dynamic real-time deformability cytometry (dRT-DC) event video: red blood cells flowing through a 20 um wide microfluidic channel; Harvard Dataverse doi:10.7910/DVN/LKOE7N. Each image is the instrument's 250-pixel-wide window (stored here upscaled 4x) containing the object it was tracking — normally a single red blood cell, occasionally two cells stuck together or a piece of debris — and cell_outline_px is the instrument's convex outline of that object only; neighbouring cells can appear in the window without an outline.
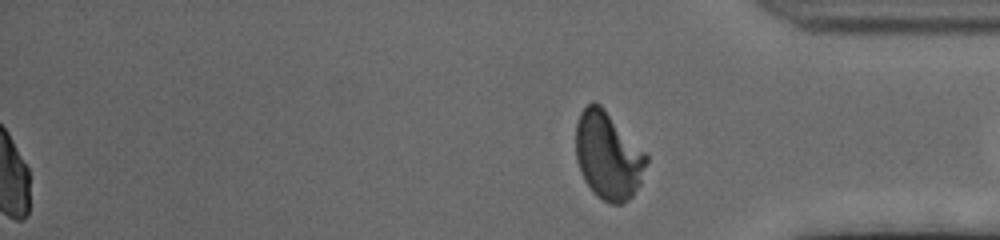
{"species": "human", "species_latin": "Homo sapiens", "temperature_condition": "cold", "stored_images_in_passage": 44, "segment_of_instrument_passage": [2, 2], "camera_frame_rate_fps": 3000, "um_per_image_px": 0.085, "donor": {"sex": "female"}, "frame": {"image": 1, "passage_image": 44, "time_ms": 14.333, "image_size_px": [1000, 240], "cell_outline_px": [[648, 160], [640, 184], [632, 196], [628, 200], [620, 204], [608, 204], [596, 196], [592, 192], [584, 180], [580, 172], [576, 160], [576, 124], [580, 112], [592, 100], [600, 104], [604, 108], [648, 156]], "centroid_in_image_um": [51.66, 13.25], "position_along_channel_um": 383.5, "area_um2": 36.07}}